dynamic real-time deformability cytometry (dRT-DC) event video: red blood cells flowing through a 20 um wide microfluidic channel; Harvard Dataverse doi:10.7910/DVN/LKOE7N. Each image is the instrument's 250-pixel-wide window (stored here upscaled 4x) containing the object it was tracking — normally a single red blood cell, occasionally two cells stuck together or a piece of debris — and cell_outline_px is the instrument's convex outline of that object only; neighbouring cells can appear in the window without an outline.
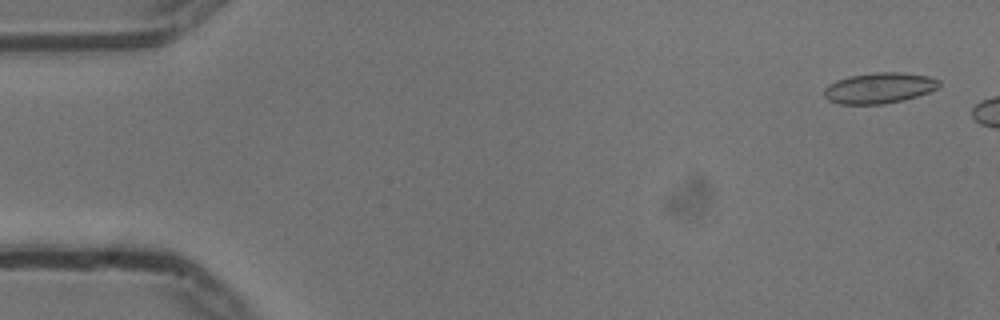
{"species": "common noctule bat (a hibernating species)", "species_latin": "Nyctalus noctula", "temperature_condition": "cold", "stored_images_in_passage": 7, "camera_frame_rate_fps": 3000, "um_per_image_px": 0.085, "animal": {"sex": "male", "body_mass_g": 13.3}, "frame": {"image": 1, "passage_image": 2, "time_ms": 0.333, "image_size_px": [1000, 320], "cell_outline_px": [[940, 84], [936, 88], [928, 92], [904, 100], [884, 104], [840, 104], [828, 100], [824, 96], [824, 88], [828, 84], [836, 80], [848, 76], [872, 72], [900, 72], [928, 76], [940, 80]], "centroid_in_image_um": [74.7, 7.47], "position_along_channel_um": 10.3, "area_um2": 20.69}}